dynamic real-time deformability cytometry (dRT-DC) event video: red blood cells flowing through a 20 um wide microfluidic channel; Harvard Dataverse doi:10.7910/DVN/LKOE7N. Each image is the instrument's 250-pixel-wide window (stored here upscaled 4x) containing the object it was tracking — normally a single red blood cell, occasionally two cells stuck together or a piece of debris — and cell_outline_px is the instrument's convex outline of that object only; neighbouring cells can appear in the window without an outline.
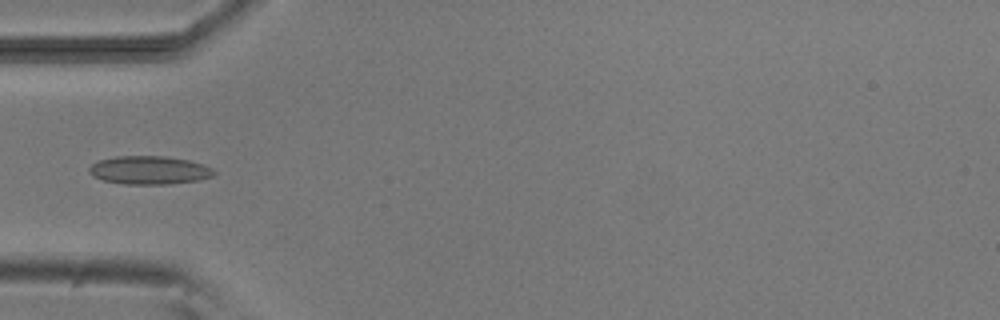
{"species": "common noctule bat (a hibernating species)", "species_latin": "Nyctalus noctula", "temperature_condition": "room temperature", "stored_images_in_passage": 5, "camera_frame_rate_fps": 3000, "um_per_image_px": 0.085, "animal": {"sex": "male", "body_mass_g": 20.5, "forearm_length_mm": 52.5}, "frame": {"image": 1, "passage_image": 5, "time_ms": 23.667, "image_size_px": [1000, 320], "cell_outline_px": [[216, 176], [200, 180], [168, 184], [124, 184], [104, 180], [92, 176], [88, 172], [88, 168], [92, 164], [100, 160], [116, 156], [164, 156], [188, 160], [212, 168], [216, 172]], "centroid_in_image_um": [12.7, 14.47], "position_along_channel_um": 72.3, "area_um2": 20.63}}